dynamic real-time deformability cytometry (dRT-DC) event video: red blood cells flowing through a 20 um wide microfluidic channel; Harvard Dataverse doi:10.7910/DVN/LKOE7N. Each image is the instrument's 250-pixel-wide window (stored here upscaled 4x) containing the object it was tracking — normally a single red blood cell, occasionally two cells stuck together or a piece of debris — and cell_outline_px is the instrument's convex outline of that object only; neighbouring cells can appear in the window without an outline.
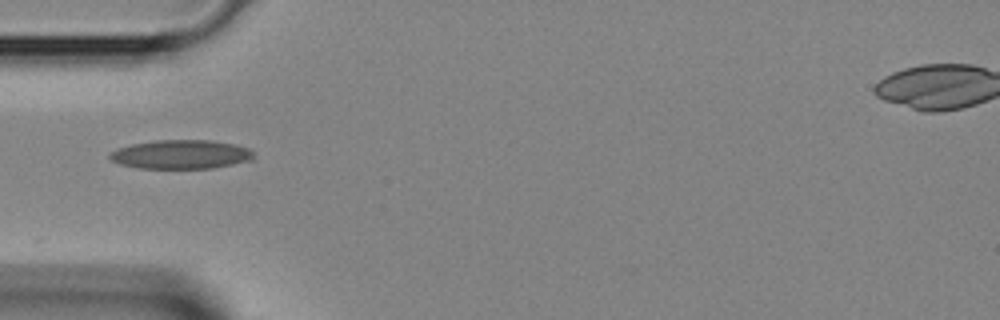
{"species": "Egyptian fruit bat (a non-hibernating species)", "species_latin": "Rousettus aegyptiacus", "temperature_condition": "room temperature", "stored_images_in_passage": 24, "camera_frame_rate_fps": 3000, "um_per_image_px": 0.085, "animal": {"sex": "female"}, "frame": {"image": 1, "passage_image": 1, "time_ms": 0.0, "image_size_px": [1000, 320], "cell_outline_px": [[256, 156], [252, 160], [212, 168], [140, 168], [120, 164], [112, 160], [108, 156], [108, 152], [116, 148], [132, 144], [156, 140], [212, 140], [236, 144], [248, 148]], "centroid_in_image_um": [15.38, 13.11], "position_along_channel_um": 69.6, "area_um2": 24.39}}
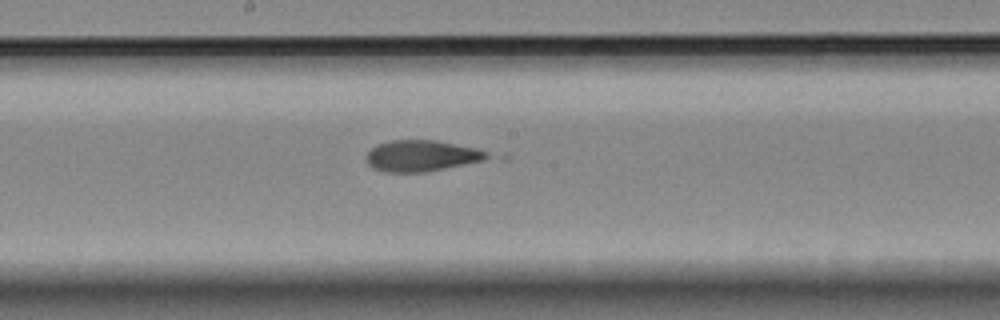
{"frame": {"image": 2, "passage_image": 10, "time_ms": 3.0, "image_size_px": [1000, 320], "cell_outline_px": [[496, 156], [484, 160], [424, 172], [384, 172], [372, 168], [364, 160], [364, 156], [376, 144], [392, 140], [436, 140], [476, 148], [488, 152]], "centroid_in_image_um": [35.81, 13.24], "position_along_channel_um": 212.4, "area_um2": 22.14}}
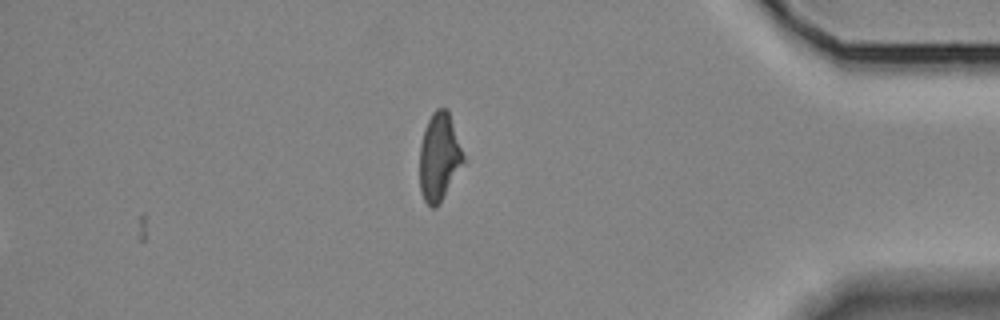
{"frame": {"image": 3, "passage_image": 24, "time_ms": 7.667, "image_size_px": [1000, 320], "cell_outline_px": [[468, 160], [440, 204], [436, 208], [432, 208], [424, 200], [420, 192], [420, 144], [424, 128], [432, 112], [436, 108], [448, 108]], "centroid_in_image_um": [37.39, 13.35], "position_along_channel_um": 397.8, "area_um2": 23.47}}